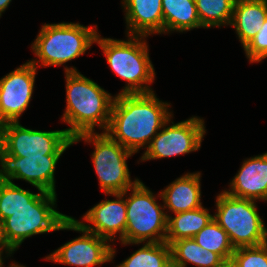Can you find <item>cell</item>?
Instances as JSON below:
<instances>
[{
  "label": "cell",
  "instance_id": "6da1fadb",
  "mask_svg": "<svg viewBox=\"0 0 267 267\" xmlns=\"http://www.w3.org/2000/svg\"><path fill=\"white\" fill-rule=\"evenodd\" d=\"M169 105L159 101L154 92L118 94L105 133L136 153L142 146L150 145L157 131L172 117L167 109Z\"/></svg>",
  "mask_w": 267,
  "mask_h": 267
},
{
  "label": "cell",
  "instance_id": "7a4b0ae2",
  "mask_svg": "<svg viewBox=\"0 0 267 267\" xmlns=\"http://www.w3.org/2000/svg\"><path fill=\"white\" fill-rule=\"evenodd\" d=\"M65 74L67 106L63 121L71 126L65 129L67 134L75 138L80 134L94 133L95 125L106 131L114 98L76 68L66 67Z\"/></svg>",
  "mask_w": 267,
  "mask_h": 267
},
{
  "label": "cell",
  "instance_id": "3957f363",
  "mask_svg": "<svg viewBox=\"0 0 267 267\" xmlns=\"http://www.w3.org/2000/svg\"><path fill=\"white\" fill-rule=\"evenodd\" d=\"M143 38L144 36L131 35L128 41H123L101 38L97 34L95 42L102 48L111 69L128 82L119 94L153 92L148 86H143L145 83H152L155 76L148 55V46L145 41H142Z\"/></svg>",
  "mask_w": 267,
  "mask_h": 267
},
{
  "label": "cell",
  "instance_id": "277c9868",
  "mask_svg": "<svg viewBox=\"0 0 267 267\" xmlns=\"http://www.w3.org/2000/svg\"><path fill=\"white\" fill-rule=\"evenodd\" d=\"M97 31L93 27H84L79 23L44 24L34 43L32 50L39 58L30 62L37 68L41 65H62L83 55L95 42Z\"/></svg>",
  "mask_w": 267,
  "mask_h": 267
},
{
  "label": "cell",
  "instance_id": "5b68a950",
  "mask_svg": "<svg viewBox=\"0 0 267 267\" xmlns=\"http://www.w3.org/2000/svg\"><path fill=\"white\" fill-rule=\"evenodd\" d=\"M213 219L227 232L234 249L267 242V229L254 200L232 196L225 191L217 196Z\"/></svg>",
  "mask_w": 267,
  "mask_h": 267
},
{
  "label": "cell",
  "instance_id": "8992f818",
  "mask_svg": "<svg viewBox=\"0 0 267 267\" xmlns=\"http://www.w3.org/2000/svg\"><path fill=\"white\" fill-rule=\"evenodd\" d=\"M126 200L127 224L124 245L166 242L168 214L156 203V197L139 181Z\"/></svg>",
  "mask_w": 267,
  "mask_h": 267
},
{
  "label": "cell",
  "instance_id": "52a82bcc",
  "mask_svg": "<svg viewBox=\"0 0 267 267\" xmlns=\"http://www.w3.org/2000/svg\"><path fill=\"white\" fill-rule=\"evenodd\" d=\"M39 193L32 200V206L20 207L1 222L5 240L13 251L32 235L59 230L69 217L52 208L56 194L43 190Z\"/></svg>",
  "mask_w": 267,
  "mask_h": 267
},
{
  "label": "cell",
  "instance_id": "ba28073f",
  "mask_svg": "<svg viewBox=\"0 0 267 267\" xmlns=\"http://www.w3.org/2000/svg\"><path fill=\"white\" fill-rule=\"evenodd\" d=\"M81 139L95 144L92 160L100 187L106 194L123 193L140 181L136 179L132 183L126 164V159L134 153L112 140L105 132L80 134L73 138V143Z\"/></svg>",
  "mask_w": 267,
  "mask_h": 267
},
{
  "label": "cell",
  "instance_id": "9c48e42d",
  "mask_svg": "<svg viewBox=\"0 0 267 267\" xmlns=\"http://www.w3.org/2000/svg\"><path fill=\"white\" fill-rule=\"evenodd\" d=\"M73 144L66 130L37 131L19 122L0 125V147L12 156L62 155Z\"/></svg>",
  "mask_w": 267,
  "mask_h": 267
},
{
  "label": "cell",
  "instance_id": "30bf717a",
  "mask_svg": "<svg viewBox=\"0 0 267 267\" xmlns=\"http://www.w3.org/2000/svg\"><path fill=\"white\" fill-rule=\"evenodd\" d=\"M59 230L80 231L83 235L65 243L47 256V260L78 267H92L112 260L115 255V249L106 244L107 239L86 231L70 216L59 226Z\"/></svg>",
  "mask_w": 267,
  "mask_h": 267
},
{
  "label": "cell",
  "instance_id": "8fae6325",
  "mask_svg": "<svg viewBox=\"0 0 267 267\" xmlns=\"http://www.w3.org/2000/svg\"><path fill=\"white\" fill-rule=\"evenodd\" d=\"M169 119L152 139L141 160L160 159L176 155L186 154L200 148L205 134L204 121L192 117L186 121L173 124L167 128Z\"/></svg>",
  "mask_w": 267,
  "mask_h": 267
},
{
  "label": "cell",
  "instance_id": "7c38bea8",
  "mask_svg": "<svg viewBox=\"0 0 267 267\" xmlns=\"http://www.w3.org/2000/svg\"><path fill=\"white\" fill-rule=\"evenodd\" d=\"M61 155L18 157L0 147V181L23 179L38 191L55 192L54 170Z\"/></svg>",
  "mask_w": 267,
  "mask_h": 267
},
{
  "label": "cell",
  "instance_id": "4fadbf2b",
  "mask_svg": "<svg viewBox=\"0 0 267 267\" xmlns=\"http://www.w3.org/2000/svg\"><path fill=\"white\" fill-rule=\"evenodd\" d=\"M36 67L29 61L0 79V125L18 122L31 100Z\"/></svg>",
  "mask_w": 267,
  "mask_h": 267
},
{
  "label": "cell",
  "instance_id": "5bb4252c",
  "mask_svg": "<svg viewBox=\"0 0 267 267\" xmlns=\"http://www.w3.org/2000/svg\"><path fill=\"white\" fill-rule=\"evenodd\" d=\"M126 190L123 193H110L116 196V200H104L95 205L84 215L83 219L93 224V227L86 225L76 220L79 225L86 231L94 233L107 240L113 241L115 234L120 233V240L124 243V234L127 224V208L126 200L123 196L127 194ZM113 238V239H112Z\"/></svg>",
  "mask_w": 267,
  "mask_h": 267
},
{
  "label": "cell",
  "instance_id": "9a60e30c",
  "mask_svg": "<svg viewBox=\"0 0 267 267\" xmlns=\"http://www.w3.org/2000/svg\"><path fill=\"white\" fill-rule=\"evenodd\" d=\"M230 186L232 196L267 201V152L244 161Z\"/></svg>",
  "mask_w": 267,
  "mask_h": 267
},
{
  "label": "cell",
  "instance_id": "2e32d148",
  "mask_svg": "<svg viewBox=\"0 0 267 267\" xmlns=\"http://www.w3.org/2000/svg\"><path fill=\"white\" fill-rule=\"evenodd\" d=\"M126 10L128 37L163 33L162 0H123Z\"/></svg>",
  "mask_w": 267,
  "mask_h": 267
},
{
  "label": "cell",
  "instance_id": "e0dca14e",
  "mask_svg": "<svg viewBox=\"0 0 267 267\" xmlns=\"http://www.w3.org/2000/svg\"><path fill=\"white\" fill-rule=\"evenodd\" d=\"M200 173H187L176 179L160 193L164 201V207L174 214L200 208L202 203Z\"/></svg>",
  "mask_w": 267,
  "mask_h": 267
},
{
  "label": "cell",
  "instance_id": "ac0fdd59",
  "mask_svg": "<svg viewBox=\"0 0 267 267\" xmlns=\"http://www.w3.org/2000/svg\"><path fill=\"white\" fill-rule=\"evenodd\" d=\"M267 18V0H236L230 25L243 48L258 33Z\"/></svg>",
  "mask_w": 267,
  "mask_h": 267
},
{
  "label": "cell",
  "instance_id": "d6986e66",
  "mask_svg": "<svg viewBox=\"0 0 267 267\" xmlns=\"http://www.w3.org/2000/svg\"><path fill=\"white\" fill-rule=\"evenodd\" d=\"M172 267H186L187 262L198 267H226L219 254L203 248L193 238L179 239L170 244Z\"/></svg>",
  "mask_w": 267,
  "mask_h": 267
},
{
  "label": "cell",
  "instance_id": "ffe728a7",
  "mask_svg": "<svg viewBox=\"0 0 267 267\" xmlns=\"http://www.w3.org/2000/svg\"><path fill=\"white\" fill-rule=\"evenodd\" d=\"M213 220V216L203 206L193 210L168 216L166 242L170 245L179 239L193 238Z\"/></svg>",
  "mask_w": 267,
  "mask_h": 267
},
{
  "label": "cell",
  "instance_id": "44dd1931",
  "mask_svg": "<svg viewBox=\"0 0 267 267\" xmlns=\"http://www.w3.org/2000/svg\"><path fill=\"white\" fill-rule=\"evenodd\" d=\"M164 33L202 28L195 0H162Z\"/></svg>",
  "mask_w": 267,
  "mask_h": 267
},
{
  "label": "cell",
  "instance_id": "7402d4cb",
  "mask_svg": "<svg viewBox=\"0 0 267 267\" xmlns=\"http://www.w3.org/2000/svg\"><path fill=\"white\" fill-rule=\"evenodd\" d=\"M117 267H172L170 245L167 242H146Z\"/></svg>",
  "mask_w": 267,
  "mask_h": 267
},
{
  "label": "cell",
  "instance_id": "603a6c76",
  "mask_svg": "<svg viewBox=\"0 0 267 267\" xmlns=\"http://www.w3.org/2000/svg\"><path fill=\"white\" fill-rule=\"evenodd\" d=\"M193 239L208 251L219 254L227 263L230 262L234 247L227 232L213 219Z\"/></svg>",
  "mask_w": 267,
  "mask_h": 267
},
{
  "label": "cell",
  "instance_id": "cb8c5ba5",
  "mask_svg": "<svg viewBox=\"0 0 267 267\" xmlns=\"http://www.w3.org/2000/svg\"><path fill=\"white\" fill-rule=\"evenodd\" d=\"M236 0H195L203 28L229 25Z\"/></svg>",
  "mask_w": 267,
  "mask_h": 267
},
{
  "label": "cell",
  "instance_id": "d4e9b609",
  "mask_svg": "<svg viewBox=\"0 0 267 267\" xmlns=\"http://www.w3.org/2000/svg\"><path fill=\"white\" fill-rule=\"evenodd\" d=\"M38 194L15 185L12 181H0V222L13 215L20 207L32 206Z\"/></svg>",
  "mask_w": 267,
  "mask_h": 267
},
{
  "label": "cell",
  "instance_id": "484cf974",
  "mask_svg": "<svg viewBox=\"0 0 267 267\" xmlns=\"http://www.w3.org/2000/svg\"><path fill=\"white\" fill-rule=\"evenodd\" d=\"M229 264L232 267H267V242L236 248Z\"/></svg>",
  "mask_w": 267,
  "mask_h": 267
},
{
  "label": "cell",
  "instance_id": "4316f807",
  "mask_svg": "<svg viewBox=\"0 0 267 267\" xmlns=\"http://www.w3.org/2000/svg\"><path fill=\"white\" fill-rule=\"evenodd\" d=\"M250 62H260L267 57V18L258 33L244 47Z\"/></svg>",
  "mask_w": 267,
  "mask_h": 267
},
{
  "label": "cell",
  "instance_id": "83f0119b",
  "mask_svg": "<svg viewBox=\"0 0 267 267\" xmlns=\"http://www.w3.org/2000/svg\"><path fill=\"white\" fill-rule=\"evenodd\" d=\"M3 249H6V252H8L9 254H12L13 252V250L5 240L2 223L0 222V255H2Z\"/></svg>",
  "mask_w": 267,
  "mask_h": 267
},
{
  "label": "cell",
  "instance_id": "f1b7e54d",
  "mask_svg": "<svg viewBox=\"0 0 267 267\" xmlns=\"http://www.w3.org/2000/svg\"><path fill=\"white\" fill-rule=\"evenodd\" d=\"M11 0H0V16L1 13L5 11V9L8 7L10 4Z\"/></svg>",
  "mask_w": 267,
  "mask_h": 267
},
{
  "label": "cell",
  "instance_id": "f546056e",
  "mask_svg": "<svg viewBox=\"0 0 267 267\" xmlns=\"http://www.w3.org/2000/svg\"><path fill=\"white\" fill-rule=\"evenodd\" d=\"M10 267H25V266H21V265H18V264H12V265H10Z\"/></svg>",
  "mask_w": 267,
  "mask_h": 267
},
{
  "label": "cell",
  "instance_id": "4dcf8cb0",
  "mask_svg": "<svg viewBox=\"0 0 267 267\" xmlns=\"http://www.w3.org/2000/svg\"><path fill=\"white\" fill-rule=\"evenodd\" d=\"M3 258L1 257V255H0V267H3V260H2Z\"/></svg>",
  "mask_w": 267,
  "mask_h": 267
}]
</instances>
